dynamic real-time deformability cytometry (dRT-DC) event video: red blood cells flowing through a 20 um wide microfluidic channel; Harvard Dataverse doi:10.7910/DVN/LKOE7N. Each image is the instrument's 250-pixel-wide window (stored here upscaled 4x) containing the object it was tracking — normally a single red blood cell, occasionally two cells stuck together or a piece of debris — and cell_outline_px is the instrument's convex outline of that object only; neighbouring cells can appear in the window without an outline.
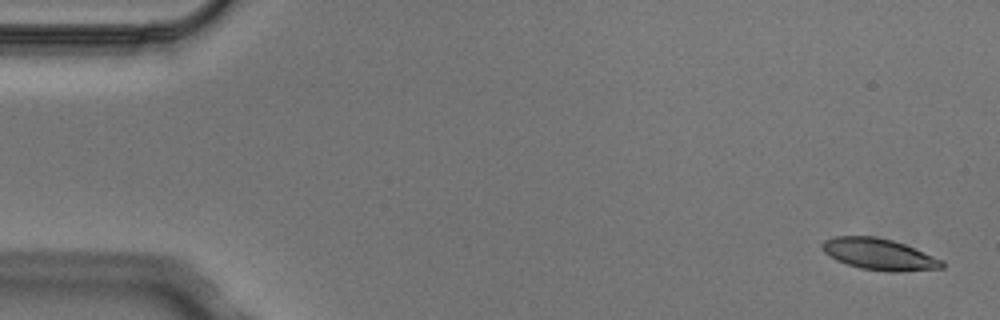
{"species": "Egyptian fruit bat (a non-hibernating species)", "species_latin": "Rousettus aegyptiacus", "temperature_condition": "cold", "stored_images_in_passage": 6, "camera_frame_rate_fps": 3000, "um_per_image_px": 0.085, "animal": {"sex": "male"}, "frame": {"image": 1, "passage_image": 1, "time_ms": 0.0, "image_size_px": [1000, 320], "cell_outline_px": [[944, 268], [900, 272], [892, 272], [860, 268], [836, 260], [824, 252], [820, 248], [820, 244], [824, 240], [836, 236], [876, 236], [892, 240], [904, 244], [944, 260]], "centroid_in_image_um": [74.73, 21.61], "position_along_channel_um": 10.3, "area_um2": 22.02}}
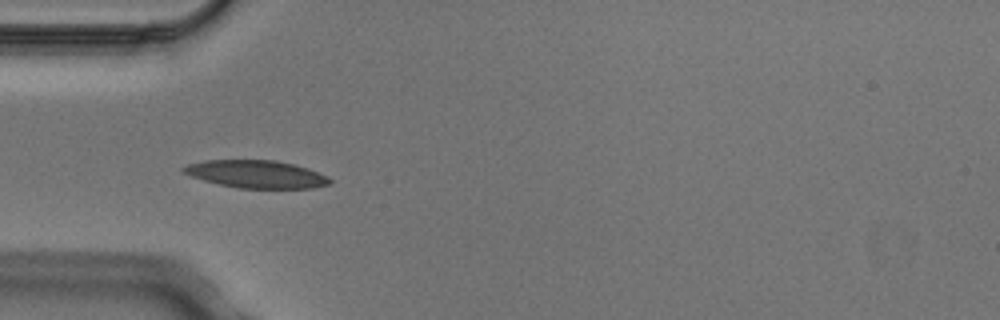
{"frame": {"image": 2, "passage_image": 5, "time_ms": 1.333, "image_size_px": [1000, 320], "cell_outline_px": [[332, 184], [312, 188], [240, 188], [220, 184], [204, 180], [192, 176], [184, 172], [180, 168], [188, 164], [204, 160], [276, 160], [308, 168], [328, 176], [332, 180]], "centroid_in_image_um": [21.82, 14.8], "position_along_channel_um": 63.2, "area_um2": 23.52}}
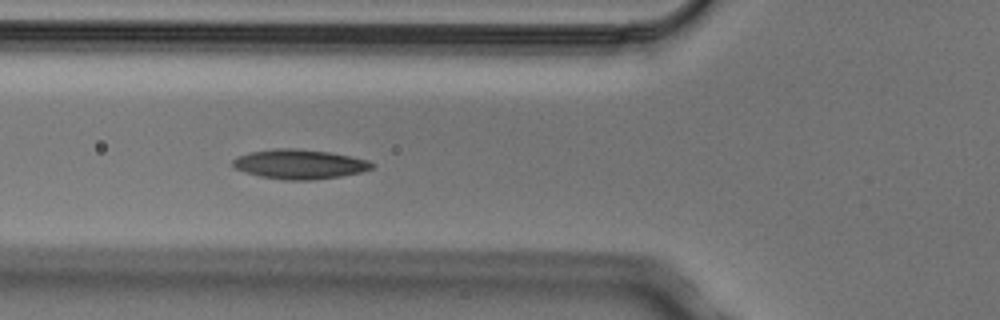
{"frame": {"image": 3, "passage_image": 6, "time_ms": 1.667, "image_size_px": [1000, 320], "cell_outline_px": [[376, 164], [372, 168], [360, 172], [340, 176], [312, 180], [284, 180], [260, 176], [244, 172], [236, 168], [232, 164], [232, 160], [236, 156], [248, 152], [276, 148], [296, 148], [328, 152], [352, 156], [368, 160]], "centroid_in_image_um": [25.44, 13.95], "position_along_channel_um": 100.4, "area_um2": 24.04}}